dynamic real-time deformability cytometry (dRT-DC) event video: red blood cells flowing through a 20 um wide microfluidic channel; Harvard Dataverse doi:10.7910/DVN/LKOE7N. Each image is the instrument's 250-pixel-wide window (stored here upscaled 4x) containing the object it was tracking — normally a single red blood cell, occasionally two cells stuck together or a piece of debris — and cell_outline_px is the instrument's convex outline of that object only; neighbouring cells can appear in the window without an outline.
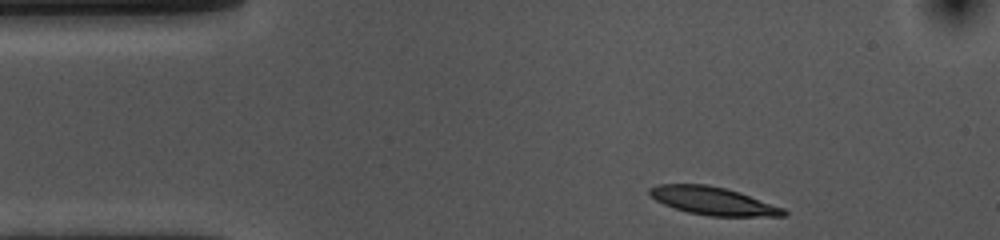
{"species": "common noctule bat (a hibernating species)", "species_latin": "Nyctalus noctula", "temperature_condition": "cold", "stored_images_in_passage": 38, "camera_frame_rate_fps": 3000, "um_per_image_px": 0.085, "animal": {"sex": "female", "body_mass_g": 10.0, "forearm_length_mm": 53.1}, "frame": {"image": 1, "passage_image": 1, "time_ms": 0.0, "image_size_px": [1000, 240], "cell_outline_px": [[788, 212], [784, 216], [708, 216], [688, 212], [664, 204], [656, 200], [648, 192], [648, 188], [660, 184], [708, 184], [740, 192], [784, 208]], "centroid_in_image_um": [60.62, 17.07], "position_along_channel_um": 24.4, "area_um2": 21.73}}
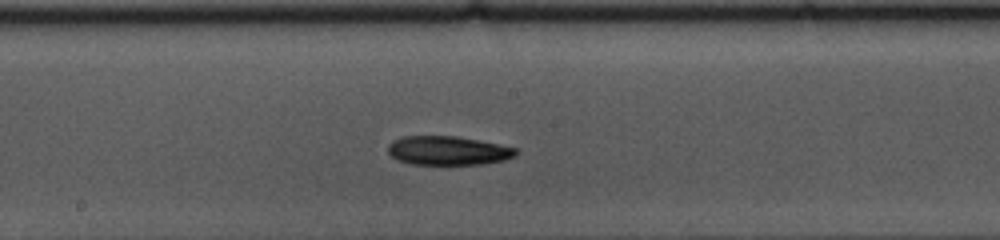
{"frame": {"image": 2, "passage_image": 21, "time_ms": 6.667, "image_size_px": [1000, 240], "cell_outline_px": [[520, 152], [516, 156], [504, 160], [484, 164], [412, 164], [396, 160], [388, 152], [388, 144], [392, 140], [404, 136], [456, 136], [480, 140], [516, 148]], "centroid_in_image_um": [38.09, 12.8], "position_along_channel_um": 210.1, "area_um2": 21.73}}
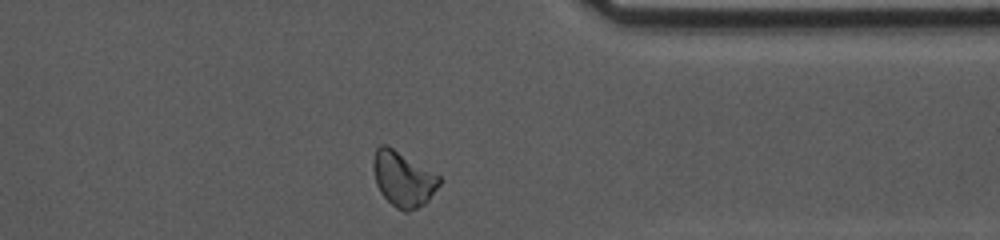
{"frame": {"image": 3, "passage_image": 36, "time_ms": 11.667, "image_size_px": [1000, 240], "cell_outline_px": [[440, 184], [428, 200], [424, 204], [408, 212], [404, 212], [396, 208], [380, 192], [376, 184], [372, 168], [372, 160], [376, 148], [380, 144], [388, 144], [440, 176]], "centroid_in_image_um": [34.23, 15.19], "position_along_channel_um": 377.2, "area_um2": 21.33}, "authors_computed_cell_mechanics": {"area_um2": 21.8195, "velocity_mm_per_s": 3.5581, "shape_relaxation_time_tau1_ms": 7.3307, "shape_relaxation_time_tau2_ms": 9.2681, "deformation_change_tau1": 0.1334, "deformation_change_tau2": 0.1599}}